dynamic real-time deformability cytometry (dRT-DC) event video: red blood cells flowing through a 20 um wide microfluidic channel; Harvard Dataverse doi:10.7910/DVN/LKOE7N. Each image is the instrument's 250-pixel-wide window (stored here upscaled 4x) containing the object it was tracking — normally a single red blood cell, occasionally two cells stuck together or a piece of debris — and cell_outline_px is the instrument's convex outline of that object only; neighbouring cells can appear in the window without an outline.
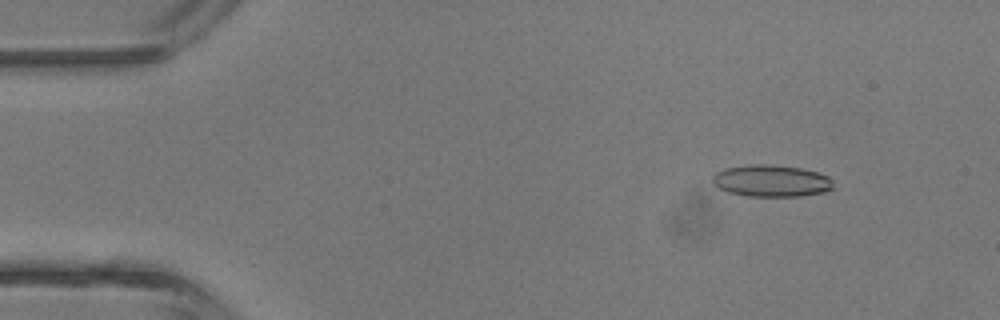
{"species": "common noctule bat (a hibernating species)", "species_latin": "Nyctalus noctula", "temperature_condition": "room temperature", "stored_images_in_passage": 4, "camera_frame_rate_fps": 3000, "um_per_image_px": 0.085, "animal": {"sex": "male", "body_mass_g": 13.3}, "frame": {"image": 1, "passage_image": 2, "time_ms": 1.0, "image_size_px": [1000, 320], "cell_outline_px": [[832, 188], [824, 192], [800, 196], [748, 196], [728, 192], [712, 184], [712, 176], [716, 172], [724, 168], [748, 164], [768, 164], [800, 168], [816, 172], [828, 176], [832, 180]], "centroid_in_image_um": [65.52, 15.36], "position_along_channel_um": 19.5, "area_um2": 22.43}}
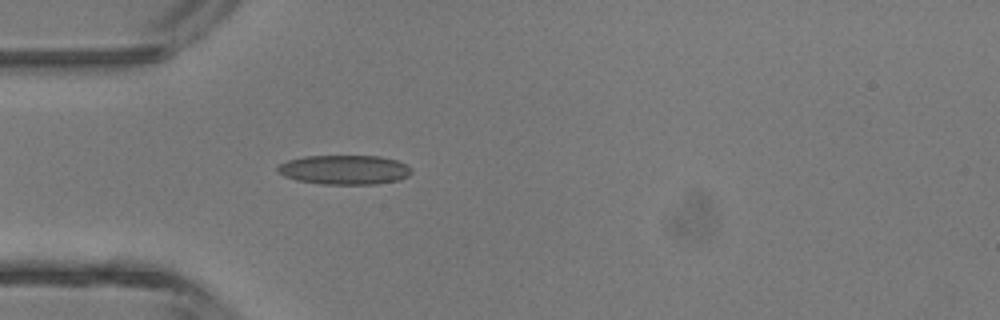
{"frame": {"image": 2, "passage_image": 4, "time_ms": 3.667, "image_size_px": [1000, 320], "cell_outline_px": [[412, 172], [408, 176], [400, 180], [376, 184], [320, 184], [296, 180], [284, 176], [276, 168], [280, 164], [288, 160], [304, 156], [380, 156], [396, 160], [412, 168]], "centroid_in_image_um": [29.29, 14.43], "position_along_channel_um": 55.7, "area_um2": 22.95}}